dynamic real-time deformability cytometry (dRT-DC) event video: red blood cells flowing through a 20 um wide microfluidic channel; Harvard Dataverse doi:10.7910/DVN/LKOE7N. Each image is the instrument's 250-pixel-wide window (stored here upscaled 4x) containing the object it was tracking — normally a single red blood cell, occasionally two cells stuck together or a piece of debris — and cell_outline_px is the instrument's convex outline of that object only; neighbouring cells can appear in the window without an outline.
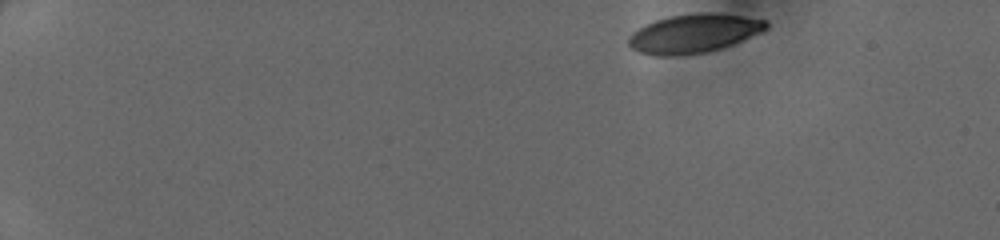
{"species": "human", "species_latin": "Homo sapiens", "temperature_condition": "cold", "stored_images_in_passage": 31, "camera_frame_rate_fps": 3000, "um_per_image_px": 0.085, "donor": {"sex": "female"}, "frame": {"image": 1, "passage_image": 1, "time_ms": 0.0, "image_size_px": [1000, 240], "cell_outline_px": [[768, 28], [760, 32], [732, 44], [720, 48], [704, 52], [672, 56], [656, 56], [640, 52], [632, 48], [628, 44], [628, 36], [632, 32], [644, 24], [668, 16], [696, 12], [712, 12], [768, 20]], "centroid_in_image_um": [58.93, 2.83], "position_along_channel_um": 26.1, "area_um2": 31.04}}
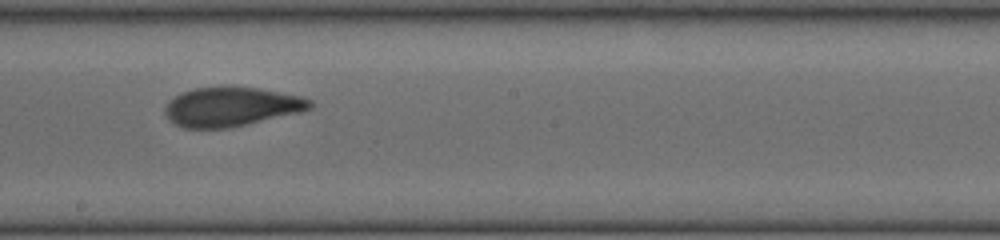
{"frame": {"image": 2, "passage_image": 13, "time_ms": 4.0, "image_size_px": [1000, 240], "cell_outline_px": [[312, 108], [300, 112], [248, 124], [228, 128], [184, 128], [168, 120], [164, 112], [164, 108], [168, 100], [184, 92], [196, 88], [256, 88], [300, 96], [312, 100]], "centroid_in_image_um": [19.64, 9.1], "position_along_channel_um": 228.6, "area_um2": 32.66}}
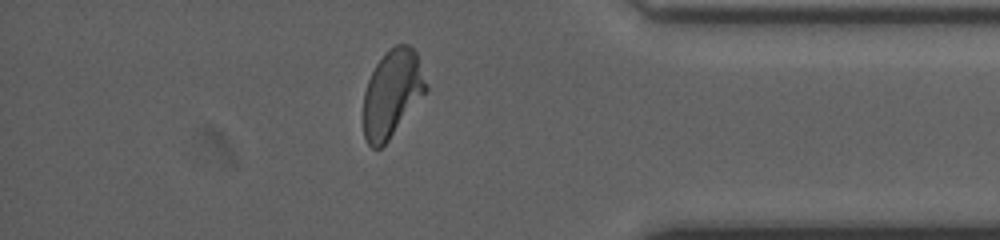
{"frame": {"image": 3, "passage_image": 26, "time_ms": 8.333, "image_size_px": [1000, 240], "cell_outline_px": [[428, 88], [388, 140], [380, 148], [372, 148], [368, 144], [364, 136], [364, 92], [368, 80], [376, 64], [384, 52], [396, 44], [408, 44], [416, 52], [428, 84]], "centroid_in_image_um": [33.32, 7.91], "position_along_channel_um": 401.9, "area_um2": 31.44}}